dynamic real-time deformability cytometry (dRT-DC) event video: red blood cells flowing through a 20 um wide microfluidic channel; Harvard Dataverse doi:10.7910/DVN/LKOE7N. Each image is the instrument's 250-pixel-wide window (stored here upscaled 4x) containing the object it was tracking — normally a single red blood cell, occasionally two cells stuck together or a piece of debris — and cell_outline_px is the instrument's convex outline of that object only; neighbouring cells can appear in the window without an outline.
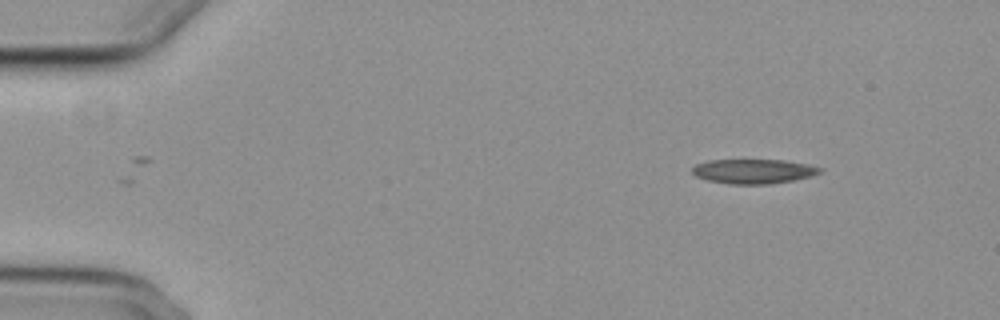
{"species": "common noctule bat (a hibernating species)", "species_latin": "Nyctalus noctula", "temperature_condition": "cold", "stored_images_in_passage": 49, "camera_frame_rate_fps": 3000, "um_per_image_px": 0.085, "animal": {"sex": "female", "body_mass_g": 29.2, "forearm_length_mm": 56.3}, "frame": {"image": 1, "passage_image": 1, "time_ms": 0.0, "image_size_px": [1000, 320], "cell_outline_px": [[824, 168], [820, 172], [812, 176], [792, 180], [768, 184], [728, 184], [708, 180], [696, 176], [692, 172], [692, 168], [696, 164], [708, 160], [784, 160], [808, 164]], "centroid_in_image_um": [64.05, 14.56], "position_along_channel_um": 21.0, "area_um2": 18.21}}
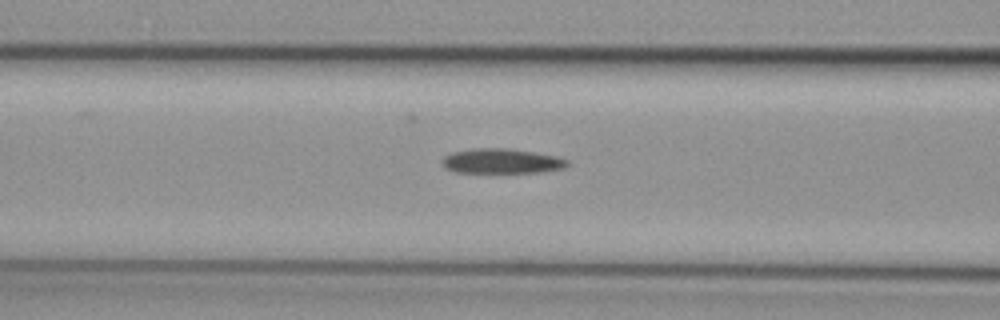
{"frame": {"image": 2, "passage_image": 17, "time_ms": 5.333, "image_size_px": [1000, 320], "cell_outline_px": [[568, 164], [564, 168], [540, 172], [456, 172], [444, 168], [440, 160], [444, 156], [452, 152], [472, 148], [504, 148], [532, 152], [556, 156], [568, 160]], "centroid_in_image_um": [42.58, 13.69], "position_along_channel_um": 124.0, "area_um2": 18.03}}
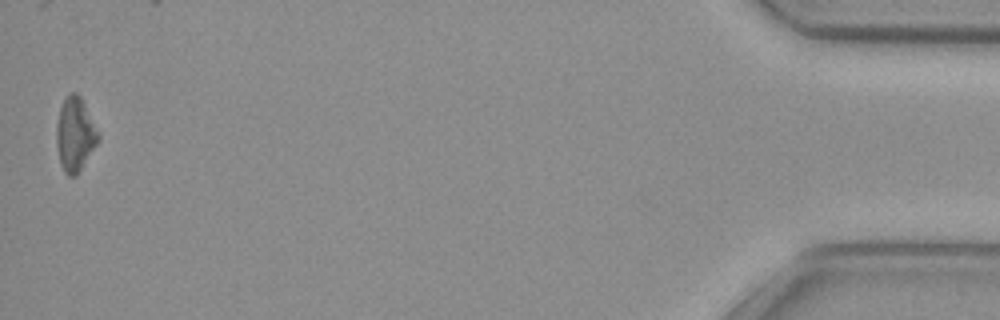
{"frame": {"image": 3, "passage_image": 49, "time_ms": 16.0, "image_size_px": [1000, 320], "cell_outline_px": [[100, 140], [76, 176], [68, 176], [64, 172], [60, 164], [56, 144], [56, 124], [60, 108], [64, 100], [72, 92], [76, 92], [80, 96], [100, 132]], "centroid_in_image_um": [6.39, 11.44], "position_along_channel_um": 428.8, "area_um2": 18.15}, "authors_computed_cell_mechanics": {"area_um2": 18.4382, "velocity_mm_per_s": 3.7373, "shape_relaxation_time_tau1_ms": 6.3646, "shape_relaxation_time_tau2_ms": null, "deformation_change_tau1": 0.136, "deformation_change_tau2": null}}